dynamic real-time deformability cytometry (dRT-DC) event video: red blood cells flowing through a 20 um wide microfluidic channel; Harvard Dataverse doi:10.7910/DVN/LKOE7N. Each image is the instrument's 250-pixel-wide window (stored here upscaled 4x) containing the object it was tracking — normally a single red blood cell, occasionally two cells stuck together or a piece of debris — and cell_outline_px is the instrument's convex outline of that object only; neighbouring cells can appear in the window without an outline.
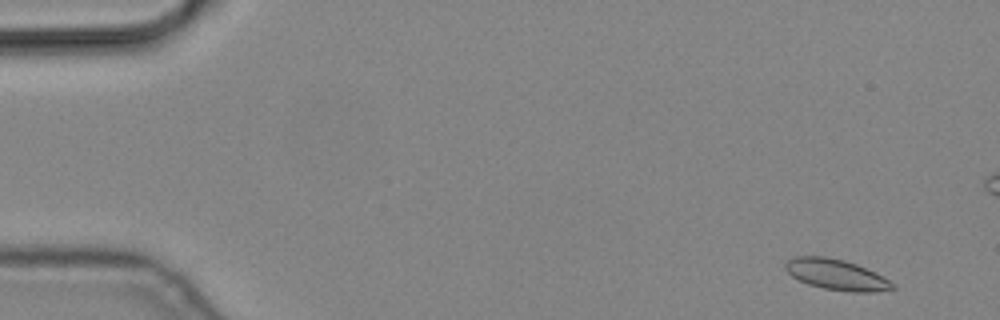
{"species": "common noctule bat (a hibernating species)", "species_latin": "Nyctalus noctula", "temperature_condition": "cold", "stored_images_in_passage": 7, "segment_of_instrument_passage": [1, 2], "camera_frame_rate_fps": 3000, "um_per_image_px": 0.085, "animal": {"sex": "male", "body_mass_g": 19.2, "forearm_length_mm": 51.8}, "frame": {"image": 1, "passage_image": 1, "time_ms": 0.0, "image_size_px": [1000, 320], "cell_outline_px": [[896, 288], [876, 292], [852, 292], [824, 288], [808, 284], [792, 276], [784, 268], [784, 264], [792, 256], [824, 256], [844, 260], [856, 264], [876, 272], [896, 284]], "centroid_in_image_um": [71.11, 23.34], "position_along_channel_um": 13.9, "area_um2": 19.25}}
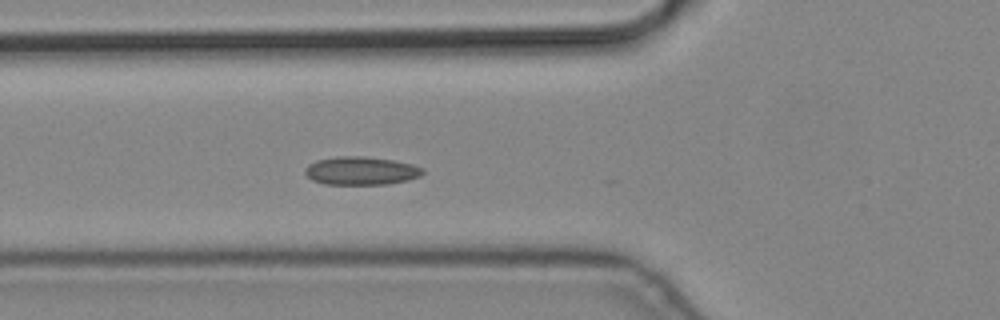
{"frame": {"image": 2, "passage_image": 6, "time_ms": 1.667, "image_size_px": [1000, 320], "cell_outline_px": [[424, 172], [420, 176], [408, 180], [388, 184], [324, 184], [312, 180], [304, 172], [304, 168], [308, 164], [316, 160], [336, 156], [364, 156], [392, 160], [412, 164], [424, 168]], "centroid_in_image_um": [30.67, 14.51], "position_along_channel_um": 95.1, "area_um2": 19.48}}